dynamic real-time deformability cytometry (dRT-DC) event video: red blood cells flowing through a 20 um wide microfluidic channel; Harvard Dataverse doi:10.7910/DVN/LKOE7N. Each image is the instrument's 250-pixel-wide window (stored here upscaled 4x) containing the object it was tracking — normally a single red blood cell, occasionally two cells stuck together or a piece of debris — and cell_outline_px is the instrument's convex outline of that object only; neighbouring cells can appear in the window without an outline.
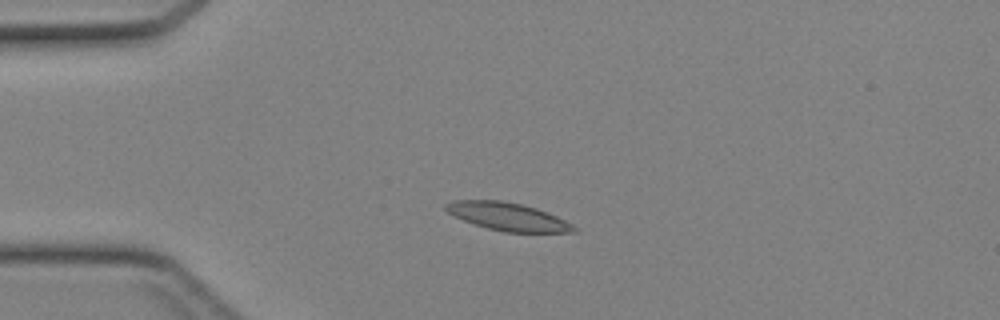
{"species": "Egyptian fruit bat (a non-hibernating species)", "species_latin": "Rousettus aegyptiacus", "temperature_condition": "cold", "stored_images_in_passage": 41, "camera_frame_rate_fps": 3000, "um_per_image_px": 0.085, "animal": {"sex": "female"}, "frame": {"image": 1, "passage_image": 8, "time_ms": 2.333, "image_size_px": [1000, 320], "cell_outline_px": [[580, 232], [504, 232], [488, 228], [452, 216], [444, 208], [444, 204], [452, 200], [500, 200], [520, 204], [536, 208], [556, 216], [572, 224]], "centroid_in_image_um": [43.14, 18.41], "position_along_channel_um": 41.9, "area_um2": 20.69}}
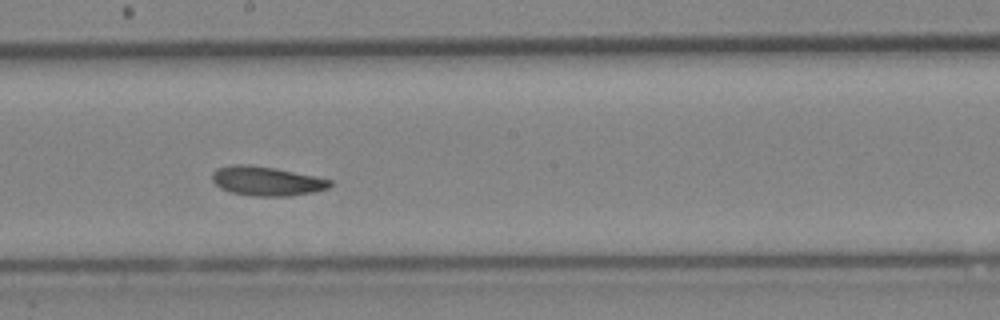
{"frame": {"image": 2, "passage_image": 22, "time_ms": 7.0, "image_size_px": [1000, 320], "cell_outline_px": [[332, 184], [328, 188], [312, 192], [288, 196], [252, 196], [232, 192], [220, 188], [212, 180], [212, 172], [216, 168], [232, 164], [248, 164], [272, 168], [332, 180]], "centroid_in_image_um": [22.6, 15.39], "position_along_channel_um": 225.6, "area_um2": 19.83}}
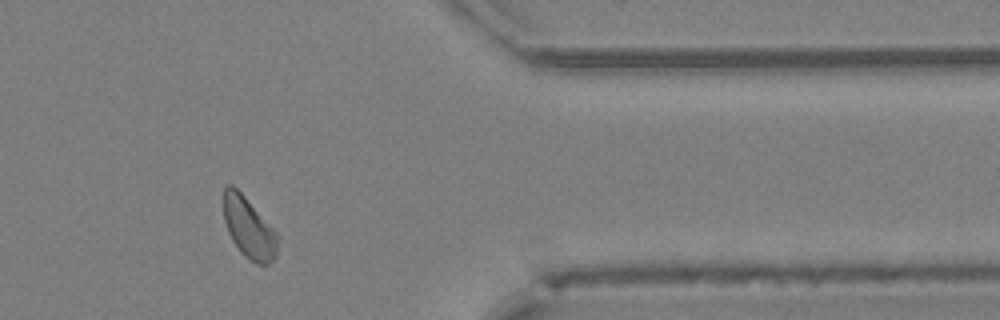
{"frame": {"image": 3, "passage_image": 34, "time_ms": 11.0, "image_size_px": [1000, 320], "cell_outline_px": [[280, 236], [276, 256], [264, 268], [256, 264], [244, 256], [240, 252], [232, 240], [228, 232], [224, 220], [224, 188], [228, 184], [232, 184], [244, 196]], "centroid_in_image_um": [21.18, 19.43], "position_along_channel_um": 390.2, "area_um2": 19.31}}